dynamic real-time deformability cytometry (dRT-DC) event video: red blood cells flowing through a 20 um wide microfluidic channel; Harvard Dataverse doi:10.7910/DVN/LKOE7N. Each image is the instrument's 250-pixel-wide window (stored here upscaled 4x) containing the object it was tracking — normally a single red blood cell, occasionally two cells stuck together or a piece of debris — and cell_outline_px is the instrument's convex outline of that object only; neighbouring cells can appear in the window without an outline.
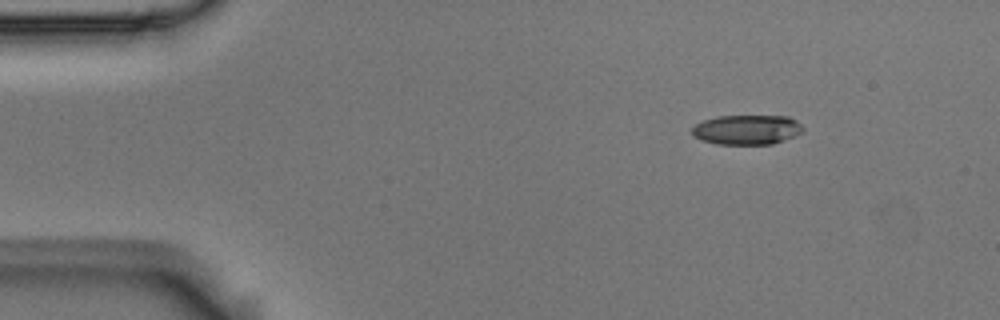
{"species": "Egyptian fruit bat (a non-hibernating species)", "species_latin": "Rousettus aegyptiacus", "temperature_condition": "room temperature", "stored_images_in_passage": 4, "camera_frame_rate_fps": 3000, "um_per_image_px": 0.085, "animal": {"sex": "male"}, "frame": {"image": 1, "passage_image": 1, "time_ms": 0.0, "image_size_px": [1000, 320], "cell_outline_px": [[804, 128], [800, 132], [784, 140], [772, 144], [716, 144], [700, 140], [692, 136], [692, 128], [696, 124], [704, 120], [716, 116], [788, 116], [796, 120]], "centroid_in_image_um": [63.44, 11.02], "position_along_channel_um": 21.6, "area_um2": 19.19}}
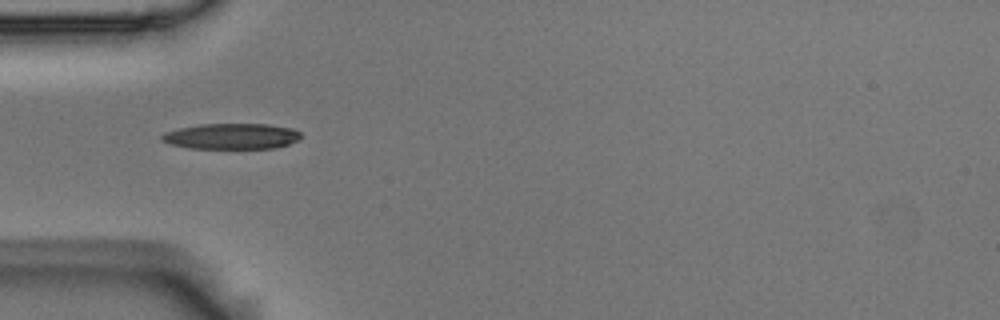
{"frame": {"image": 2, "passage_image": 3, "time_ms": 0.667, "image_size_px": [1000, 320], "cell_outline_px": [[300, 140], [276, 148], [188, 148], [172, 144], [160, 140], [160, 136], [164, 132], [180, 128], [200, 124], [268, 124], [292, 128], [300, 132]], "centroid_in_image_um": [19.69, 11.58], "position_along_channel_um": 65.3, "area_um2": 20.87}}
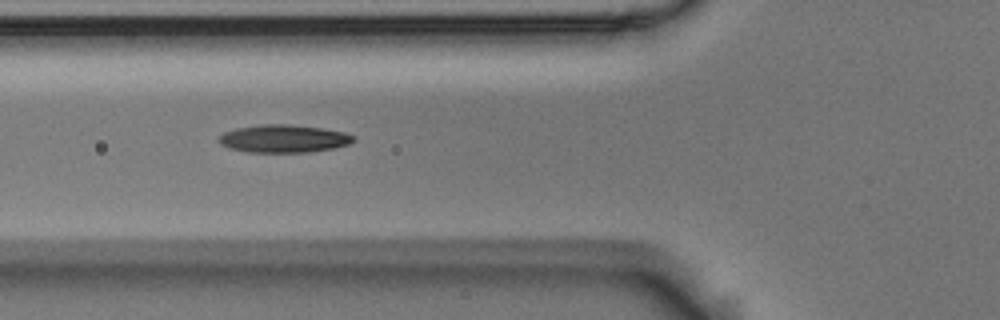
{"frame": {"image": 3, "passage_image": 4, "time_ms": 1.0, "image_size_px": [1000, 320], "cell_outline_px": [[356, 140], [348, 144], [332, 148], [308, 152], [248, 152], [228, 148], [220, 144], [216, 140], [224, 132], [236, 128], [260, 124], [288, 124], [320, 128], [344, 132], [352, 136]], "centroid_in_image_um": [24.05, 11.78], "position_along_channel_um": 101.8, "area_um2": 21.73}}